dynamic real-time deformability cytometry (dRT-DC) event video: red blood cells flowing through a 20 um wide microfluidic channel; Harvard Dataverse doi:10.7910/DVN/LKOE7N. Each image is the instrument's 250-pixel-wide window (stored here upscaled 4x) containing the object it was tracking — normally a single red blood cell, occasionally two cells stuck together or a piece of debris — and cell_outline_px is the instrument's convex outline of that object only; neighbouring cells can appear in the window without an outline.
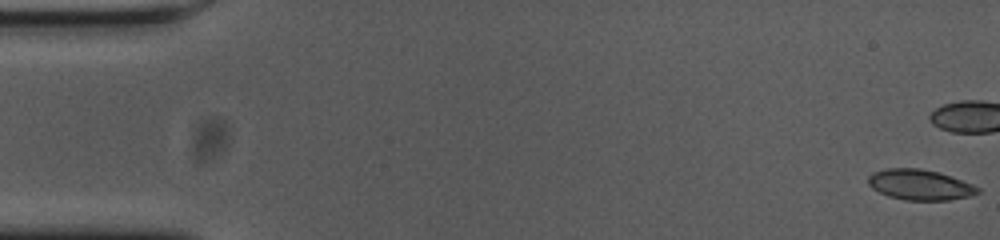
{"species": "common noctule bat (a hibernating species)", "species_latin": "Nyctalus noctula", "temperature_condition": "cold", "stored_images_in_passage": 44, "camera_frame_rate_fps": 3000, "um_per_image_px": 0.085, "animal": {"sex": "female", "body_mass_g": 23.0, "forearm_length_mm": 53.4}, "frame": {"image": 1, "passage_image": 1, "time_ms": 0.0, "image_size_px": [1000, 240], "cell_outline_px": [[980, 192], [968, 196], [948, 200], [904, 200], [888, 196], [872, 188], [868, 184], [868, 176], [872, 172], [888, 168], [920, 168], [940, 172], [972, 184], [980, 188]], "centroid_in_image_um": [78.17, 15.69], "position_along_channel_um": 6.8, "area_um2": 19.48}}
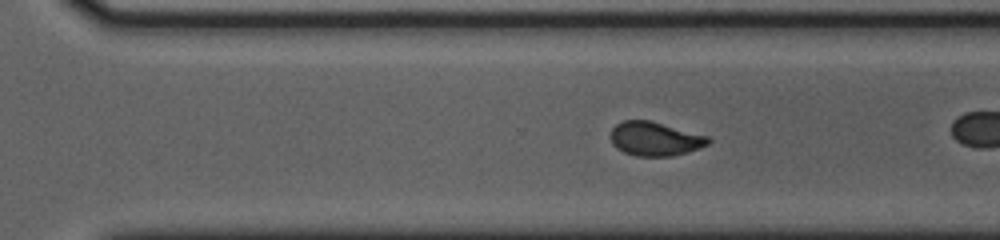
{"frame": {"image": 2, "passage_image": 38, "time_ms": 12.333, "image_size_px": [1000, 240], "cell_outline_px": [[712, 140], [708, 144], [688, 152], [672, 156], [636, 156], [624, 152], [616, 148], [612, 144], [612, 128], [616, 124], [624, 120], [648, 120], [708, 136]], "centroid_in_image_um": [55.67, 11.81], "position_along_channel_um": 314.9, "area_um2": 19.13}}